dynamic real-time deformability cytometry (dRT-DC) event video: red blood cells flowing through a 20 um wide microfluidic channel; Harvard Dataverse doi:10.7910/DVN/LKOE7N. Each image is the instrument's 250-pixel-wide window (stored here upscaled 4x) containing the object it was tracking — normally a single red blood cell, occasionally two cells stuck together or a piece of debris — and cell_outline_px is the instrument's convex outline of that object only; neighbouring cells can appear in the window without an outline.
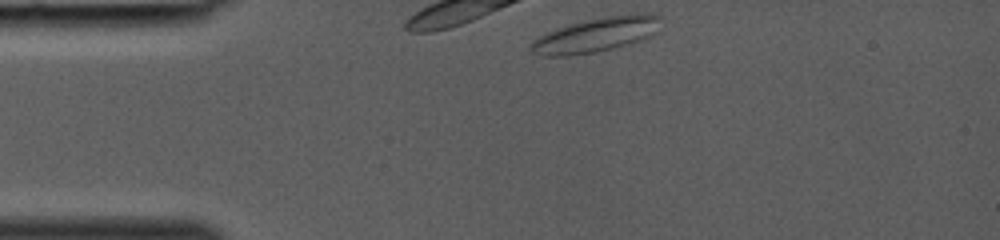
{"species": "common noctule bat (a hibernating species)", "species_latin": "Nyctalus noctula", "temperature_condition": "room temperature", "stored_images_in_passage": 5, "camera_frame_rate_fps": 3000, "um_per_image_px": 0.085, "animal": {"sex": "female", "body_mass_g": 19.0, "forearm_length_mm": 53.3}, "frame": {"image": 1, "passage_image": 1, "time_ms": 0.0, "image_size_px": [1000, 240], "cell_outline_px": [[660, 16], [656, 32], [648, 36], [624, 44], [596, 52], [568, 56], [544, 56], [532, 52], [532, 40], [548, 32], [572, 24], [588, 20], [608, 16], [636, 12], [652, 12]], "centroid_in_image_um": [50.68, 2.94], "position_along_channel_um": 34.3, "area_um2": 25.43}}